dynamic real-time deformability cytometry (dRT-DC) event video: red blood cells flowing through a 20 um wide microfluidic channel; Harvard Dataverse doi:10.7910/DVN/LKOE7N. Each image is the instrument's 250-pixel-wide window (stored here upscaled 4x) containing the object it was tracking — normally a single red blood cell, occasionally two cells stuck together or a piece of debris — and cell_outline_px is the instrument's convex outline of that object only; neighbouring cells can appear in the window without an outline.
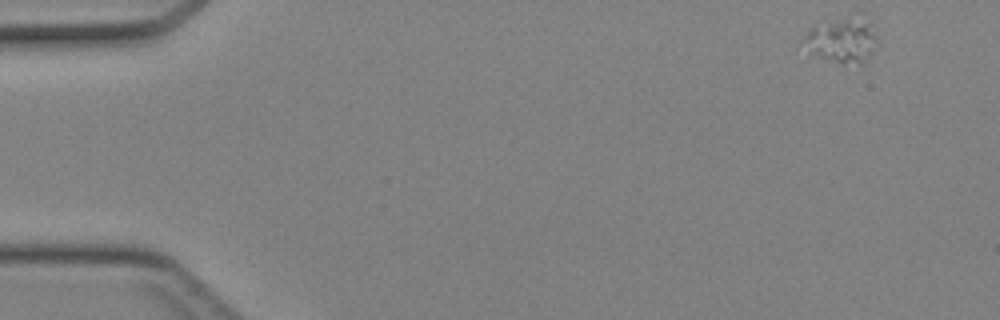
{"species": "Egyptian fruit bat (a non-hibernating species)", "species_latin": "Rousettus aegyptiacus", "temperature_condition": "cold", "stored_images_in_passage": 43, "camera_frame_rate_fps": 3000, "um_per_image_px": 0.085, "animal": {"sex": "female"}, "frame": {"image": 1, "passage_image": 1, "time_ms": 0.0, "image_size_px": [1000, 320], "cell_outline_px": [[876, 40], [864, 60], [860, 64], [844, 64], [812, 52], [804, 36], [812, 28], [848, 16], [864, 12], [872, 20], [876, 36]], "centroid_in_image_um": [71.72, 3.32], "position_along_channel_um": 13.3, "area_um2": 18.55}}
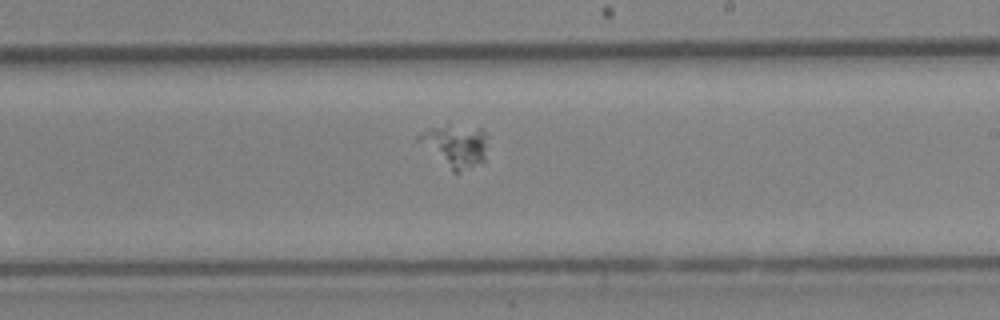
{"frame": {"image": 2, "passage_image": 25, "time_ms": 8.0, "image_size_px": [1000, 320], "cell_outline_px": [[488, 136], [484, 160], [460, 172], [452, 172], [416, 140], [416, 136], [420, 132], [428, 128], [448, 120], [480, 128]], "centroid_in_image_um": [38.67, 12.28], "position_along_channel_um": 250.3, "area_um2": 17.98}}
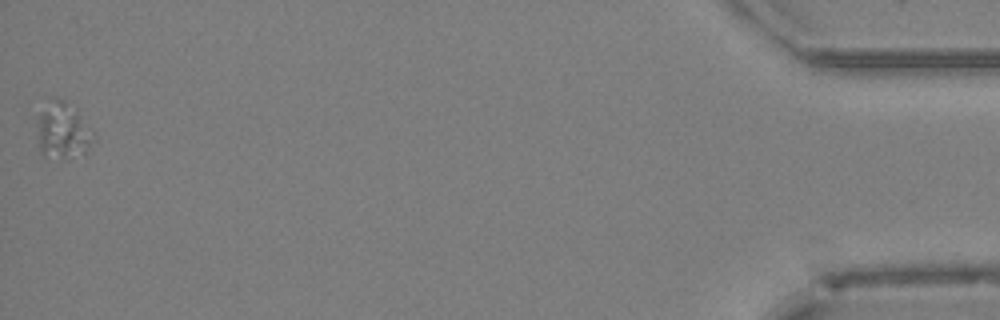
{"frame": {"image": 3, "passage_image": 43, "time_ms": 14.0, "image_size_px": [1000, 320], "cell_outline_px": [[96, 140], [84, 156], [68, 160], [44, 156], [40, 148], [36, 120], [40, 112], [52, 96], [56, 96], [68, 100], [92, 128]], "centroid_in_image_um": [5.39, 11.11], "position_along_channel_um": 429.8, "area_um2": 19.48}}